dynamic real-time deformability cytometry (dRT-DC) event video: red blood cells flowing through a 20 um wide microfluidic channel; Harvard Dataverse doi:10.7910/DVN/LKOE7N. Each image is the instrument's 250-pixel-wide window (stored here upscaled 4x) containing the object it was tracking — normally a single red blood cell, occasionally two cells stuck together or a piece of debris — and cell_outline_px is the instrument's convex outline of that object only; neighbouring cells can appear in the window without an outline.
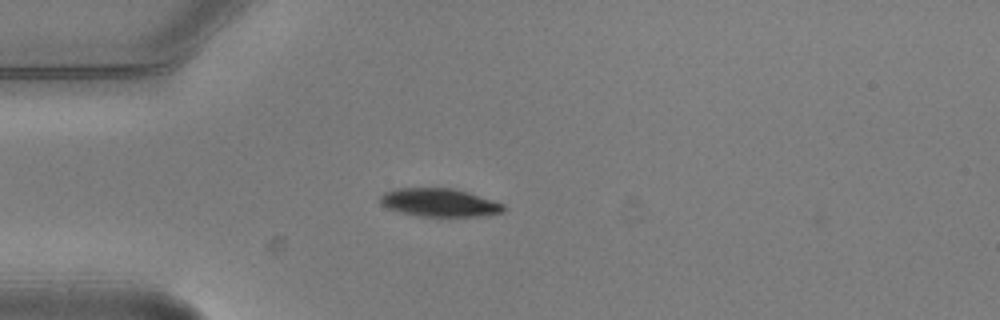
{"species": "common noctule bat (a hibernating species)", "species_latin": "Nyctalus noctula", "temperature_condition": "warm", "stored_images_in_passage": 1, "camera_frame_rate_fps": 3000, "um_per_image_px": 0.085, "animal": {"sex": "male", "body_mass_g": 20.5, "forearm_length_mm": 52.5}, "frame": {"image": 1, "passage_image": 1, "time_ms": 0.0, "image_size_px": [1000, 320], "cell_outline_px": [[504, 212], [484, 216], [420, 216], [400, 212], [388, 208], [380, 204], [380, 196], [384, 192], [396, 188], [452, 188], [468, 192], [504, 204]], "centroid_in_image_um": [37.34, 17.22], "position_along_channel_um": 47.7, "area_um2": 20.23}}